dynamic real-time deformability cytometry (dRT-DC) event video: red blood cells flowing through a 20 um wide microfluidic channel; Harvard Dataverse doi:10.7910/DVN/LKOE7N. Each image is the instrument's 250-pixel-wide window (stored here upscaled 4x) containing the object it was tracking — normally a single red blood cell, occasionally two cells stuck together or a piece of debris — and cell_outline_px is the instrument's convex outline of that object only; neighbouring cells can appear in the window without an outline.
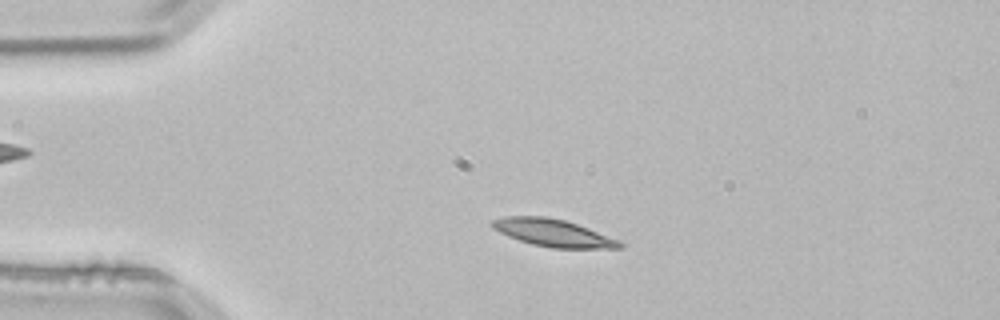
{"species": "common noctule bat (a hibernating species)", "species_latin": "Nyctalus noctula", "temperature_condition": "room temperature", "stored_images_in_passage": 46, "camera_frame_rate_fps": 3000, "um_per_image_px": 0.085, "animal": {"sex": "male", "body_mass_g": 21.5, "forearm_length_mm": 52.0}, "frame": {"image": 1, "passage_image": 5, "time_ms": 1.333, "image_size_px": [1000, 320], "cell_outline_px": [[624, 248], [552, 248], [532, 244], [508, 236], [492, 228], [488, 224], [492, 220], [504, 216], [548, 216], [564, 220], [588, 228], [620, 240], [624, 244]], "centroid_in_image_um": [47.0, 19.79], "position_along_channel_um": 38.0, "area_um2": 20.4}}
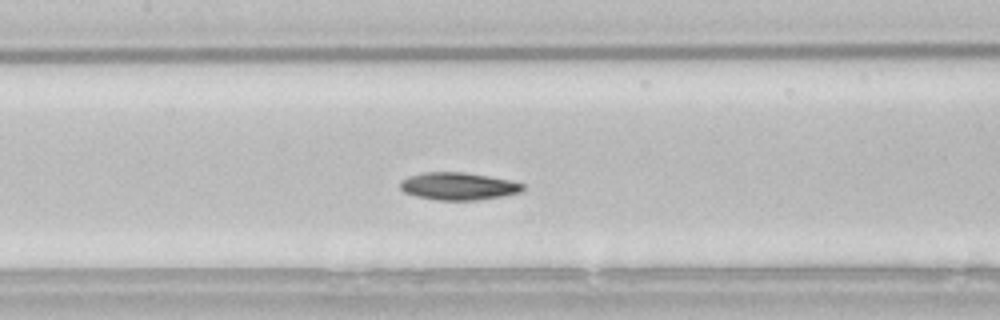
{"frame": {"image": 2, "passage_image": 18, "time_ms": 5.667, "image_size_px": [1000, 320], "cell_outline_px": [[524, 188], [520, 192], [500, 196], [476, 200], [436, 200], [416, 196], [404, 192], [400, 188], [400, 180], [408, 176], [424, 172], [464, 172], [488, 176], [508, 180], [524, 184]], "centroid_in_image_um": [38.9, 15.82], "position_along_channel_um": 168.5, "area_um2": 19.54}}
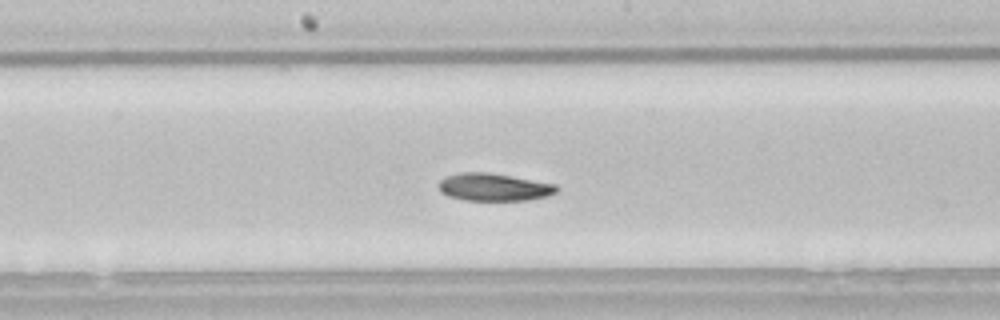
{"frame": {"image": 3, "passage_image": 21, "time_ms": 6.667, "image_size_px": [1000, 320], "cell_outline_px": [[560, 188], [556, 192], [548, 196], [528, 200], [464, 200], [448, 196], [440, 192], [436, 184], [440, 180], [448, 176], [460, 172], [488, 172], [556, 184]], "centroid_in_image_um": [41.96, 15.91], "position_along_channel_um": 206.2, "area_um2": 19.07}, "authors_computed_cell_mechanics": {"area_um2": 19.5364, "velocity_mm_per_s": 3.791, "shape_relaxation_time_tau1_ms": 2.9545, "shape_relaxation_time_tau2_ms": null, "deformation_change_tau1": 0.1162, "deformation_change_tau2": null}}